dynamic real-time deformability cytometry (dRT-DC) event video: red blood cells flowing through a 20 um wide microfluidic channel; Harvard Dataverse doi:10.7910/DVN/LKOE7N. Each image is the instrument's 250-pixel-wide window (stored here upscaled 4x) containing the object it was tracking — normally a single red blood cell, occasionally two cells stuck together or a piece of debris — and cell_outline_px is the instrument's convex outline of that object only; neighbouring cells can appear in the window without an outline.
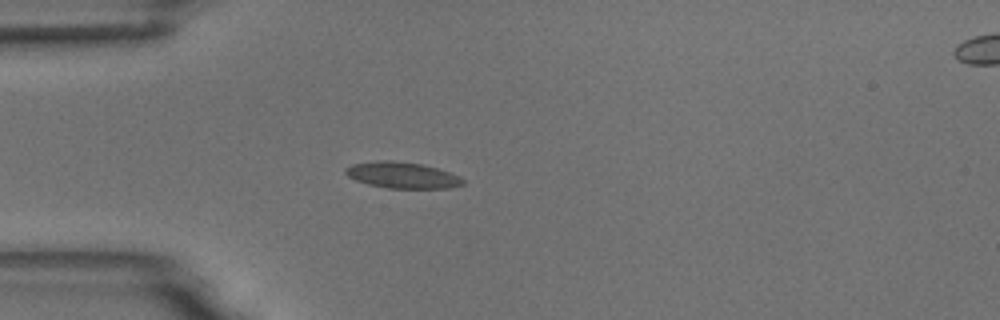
{"species": "common noctule bat (a hibernating species)", "species_latin": "Nyctalus noctula", "temperature_condition": "room temperature", "stored_images_in_passage": 2, "camera_frame_rate_fps": 3000, "um_per_image_px": 0.085, "animal": {"sex": "male", "body_mass_g": 18.8}, "frame": {"image": 1, "passage_image": 1, "time_ms": 0.0, "image_size_px": [1000, 320], "cell_outline_px": [[464, 184], [448, 188], [388, 188], [368, 184], [356, 180], [348, 176], [344, 172], [344, 168], [352, 164], [380, 160], [392, 160], [420, 164], [436, 168], [460, 176], [464, 180]], "centroid_in_image_um": [34.17, 14.89], "position_along_channel_um": 50.8, "area_um2": 17.8}}